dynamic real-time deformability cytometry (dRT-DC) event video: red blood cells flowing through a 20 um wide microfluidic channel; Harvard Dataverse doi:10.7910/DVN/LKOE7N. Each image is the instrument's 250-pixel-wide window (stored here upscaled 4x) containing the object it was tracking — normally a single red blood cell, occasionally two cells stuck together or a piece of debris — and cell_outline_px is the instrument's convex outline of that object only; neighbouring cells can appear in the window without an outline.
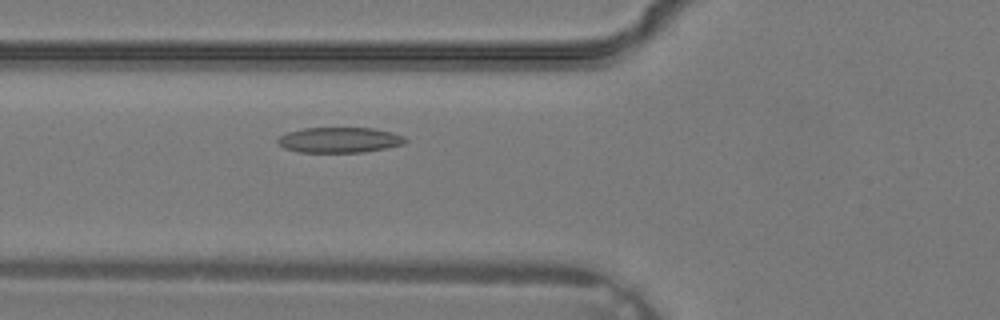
{"species": "common noctule bat (a hibernating species)", "species_latin": "Nyctalus noctula", "temperature_condition": "warm", "stored_images_in_passage": 26, "camera_frame_rate_fps": 3000, "um_per_image_px": 0.085, "animal": {"sex": "male", "body_mass_g": 19.2, "forearm_length_mm": 51.8}, "frame": {"image": 1, "passage_image": 2, "time_ms": 0.333, "image_size_px": [1000, 320], "cell_outline_px": [[408, 140], [404, 144], [364, 152], [296, 152], [284, 148], [276, 140], [280, 136], [288, 132], [304, 128], [376, 128], [392, 132], [404, 136]], "centroid_in_image_um": [28.87, 11.89], "position_along_channel_um": 96.9, "area_um2": 18.9}}
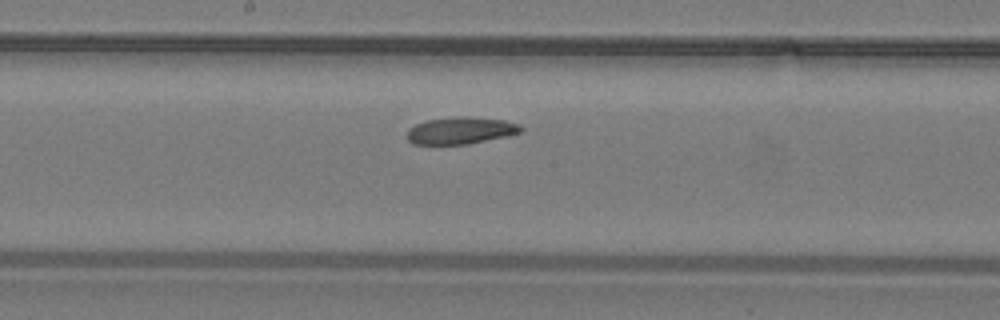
{"frame": {"image": 2, "passage_image": 8, "time_ms": 2.333, "image_size_px": [1000, 320], "cell_outline_px": [[524, 128], [520, 132], [504, 136], [468, 144], [412, 144], [404, 136], [408, 128], [416, 124], [428, 120], [460, 116], [468, 116], [504, 120], [520, 124]], "centroid_in_image_um": [39.11, 11.09], "position_along_channel_um": 209.1, "area_um2": 17.92}}
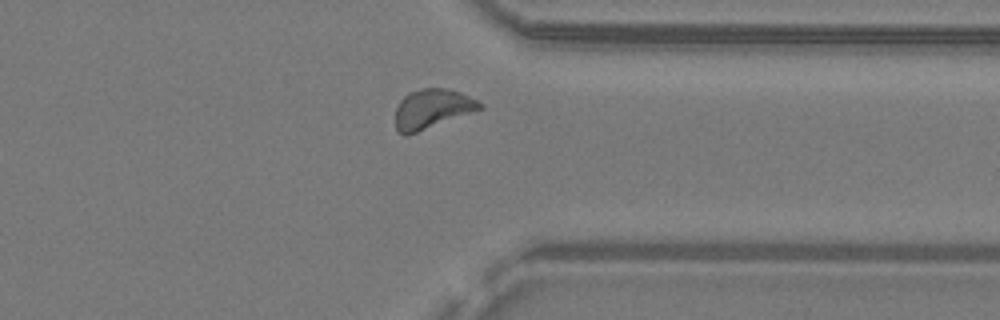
{"frame": {"image": 3, "passage_image": 17, "time_ms": 5.333, "image_size_px": [1000, 320], "cell_outline_px": [[484, 108], [408, 136], [404, 136], [396, 128], [396, 108], [400, 100], [408, 92], [424, 88], [444, 88], [460, 92], [484, 104]], "centroid_in_image_um": [36.73, 9.26], "position_along_channel_um": 374.7, "area_um2": 19.48}}